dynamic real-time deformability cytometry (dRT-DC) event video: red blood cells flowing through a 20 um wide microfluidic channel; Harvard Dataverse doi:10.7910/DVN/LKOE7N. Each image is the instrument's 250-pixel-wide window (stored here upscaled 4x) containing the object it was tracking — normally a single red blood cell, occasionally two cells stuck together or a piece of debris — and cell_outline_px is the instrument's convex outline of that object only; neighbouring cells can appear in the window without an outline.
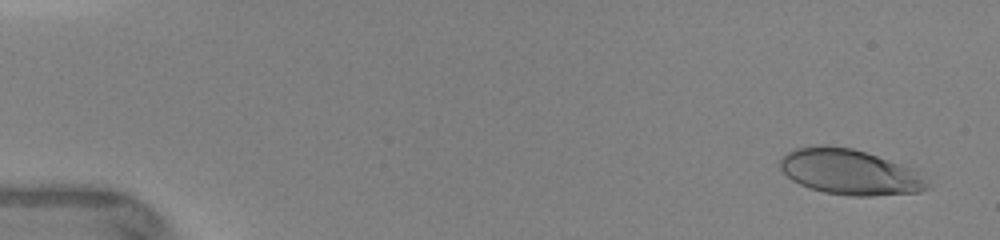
{"species": "human", "species_latin": "Homo sapiens", "temperature_condition": "warm", "stored_images_in_passage": 67, "camera_frame_rate_fps": 3000, "um_per_image_px": 0.085, "donor": {"sex": "female"}, "frame": {"image": 1, "passage_image": 4, "time_ms": 0.667, "image_size_px": [1000, 240], "cell_outline_px": [[928, 188], [920, 192], [872, 196], [852, 196], [824, 192], [808, 188], [792, 180], [780, 168], [780, 160], [788, 152], [796, 148], [824, 144], [852, 148], [916, 168], [928, 184]], "centroid_in_image_um": [72.25, 14.62], "position_along_channel_um": 12.7, "area_um2": 39.07}}
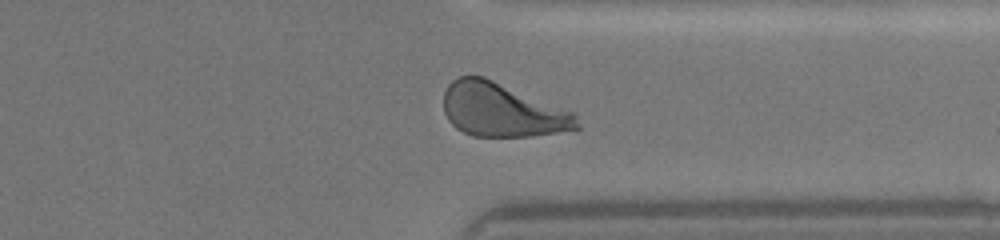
{"frame": {"image": 2, "passage_image": 54, "time_ms": 12.0, "image_size_px": [1000, 240], "cell_outline_px": [[580, 128], [532, 136], [472, 136], [456, 128], [448, 120], [444, 112], [444, 92], [448, 84], [452, 80], [460, 76], [484, 76], [572, 112], [576, 116], [580, 124]], "centroid_in_image_um": [42.63, 9.35], "position_along_channel_um": 368.8, "area_um2": 41.38}}
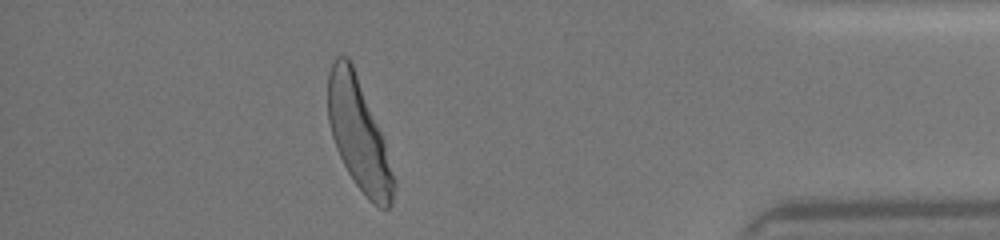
{"frame": {"image": 3, "passage_image": 61, "time_ms": 13.667, "image_size_px": [1000, 240], "cell_outline_px": [[396, 188], [392, 204], [388, 208], [380, 208], [368, 200], [356, 184], [348, 172], [336, 148], [332, 136], [328, 120], [328, 72], [336, 56], [348, 56], [352, 64], [384, 140], [396, 180]], "centroid_in_image_um": [30.5, 11.48], "position_along_channel_um": 404.7, "area_um2": 42.19}}